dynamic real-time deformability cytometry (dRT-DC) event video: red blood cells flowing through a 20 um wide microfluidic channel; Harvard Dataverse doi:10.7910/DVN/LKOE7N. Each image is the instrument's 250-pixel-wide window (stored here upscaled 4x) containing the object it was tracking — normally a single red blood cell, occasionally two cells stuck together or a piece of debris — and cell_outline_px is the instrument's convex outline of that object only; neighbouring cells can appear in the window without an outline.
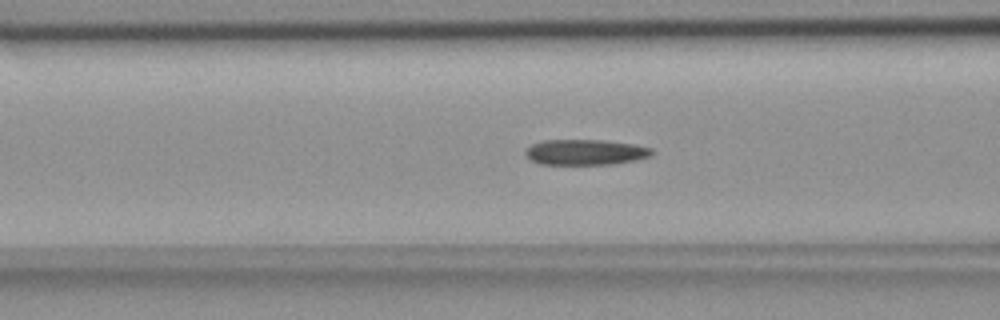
{"species": "common noctule bat (a hibernating species)", "species_latin": "Nyctalus noctula", "temperature_condition": "room temperature", "stored_images_in_passage": 56, "camera_frame_rate_fps": 3000, "um_per_image_px": 0.085, "animal": {"sex": "female", "body_mass_g": 18.4}, "frame": {"image": 1, "passage_image": 21, "time_ms": 6.667, "image_size_px": [1000, 320], "cell_outline_px": [[652, 156], [636, 160], [612, 164], [540, 164], [524, 156], [524, 152], [532, 144], [544, 140], [604, 140], [636, 144], [652, 148]], "centroid_in_image_um": [49.77, 12.93], "position_along_channel_um": 116.8, "area_um2": 18.9}}
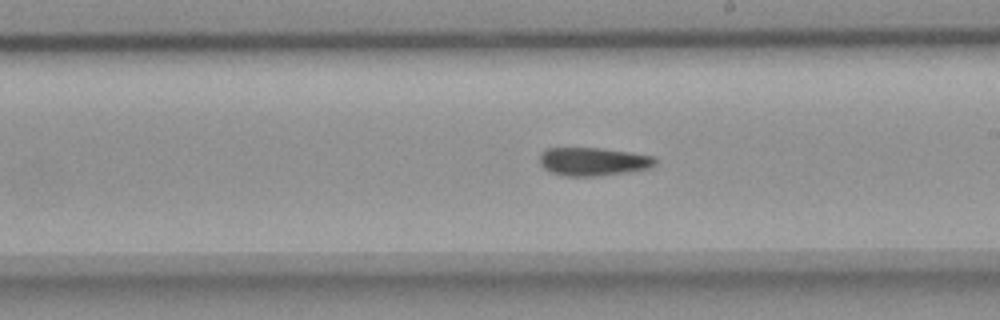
{"frame": {"image": 2, "passage_image": 31, "time_ms": 10.0, "image_size_px": [1000, 320], "cell_outline_px": [[656, 164], [648, 168], [632, 172], [600, 176], [564, 176], [552, 172], [544, 168], [540, 164], [540, 152], [544, 148], [600, 148], [632, 152], [656, 156]], "centroid_in_image_um": [50.45, 13.73], "position_along_channel_um": 238.6, "area_um2": 19.36}}
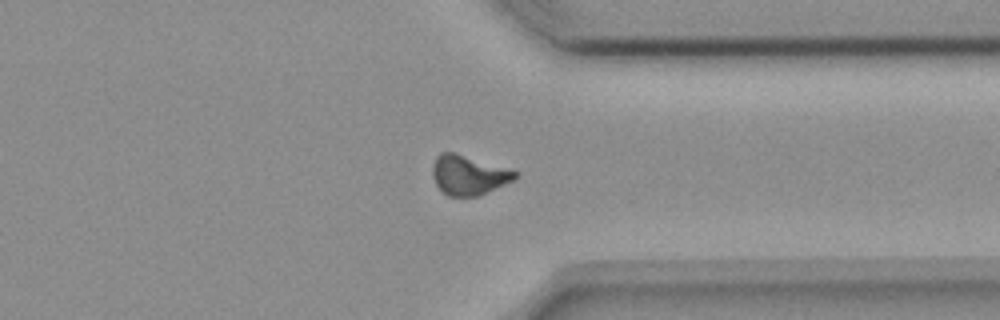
{"frame": {"image": 3, "passage_image": 42, "time_ms": 13.667, "image_size_px": [1000, 320], "cell_outline_px": [[520, 172], [512, 180], [504, 184], [476, 196], [448, 196], [436, 184], [432, 176], [432, 164], [436, 156], [440, 152], [456, 152]], "centroid_in_image_um": [39.79, 14.85], "position_along_channel_um": 371.6, "area_um2": 18.9}}